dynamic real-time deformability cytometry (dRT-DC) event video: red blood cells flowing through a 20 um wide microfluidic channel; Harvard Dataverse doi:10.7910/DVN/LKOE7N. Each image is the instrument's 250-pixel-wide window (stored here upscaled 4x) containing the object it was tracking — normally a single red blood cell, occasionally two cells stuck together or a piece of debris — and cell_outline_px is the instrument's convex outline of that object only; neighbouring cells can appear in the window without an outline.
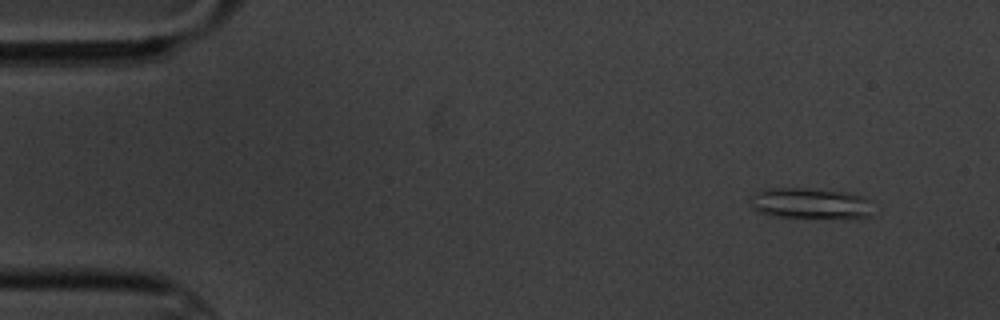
{"species": "common noctule bat (a hibernating species)", "species_latin": "Nyctalus noctula", "temperature_condition": "cold", "stored_images_in_passage": 5, "camera_frame_rate_fps": 3000, "um_per_image_px": 0.085, "animal": {"sex": "male", "body_mass_g": 20.1, "forearm_length_mm": 53.5}, "frame": {"image": 1, "passage_image": 1, "time_ms": 0.0, "image_size_px": [1000, 320], "cell_outline_px": [[872, 216], [768, 216], [752, 208], [748, 200], [756, 192], [764, 188], [808, 188], [844, 192], [864, 196], [872, 200]], "centroid_in_image_um": [68.83, 17.25], "position_along_channel_um": 16.2, "area_um2": 21.73}}